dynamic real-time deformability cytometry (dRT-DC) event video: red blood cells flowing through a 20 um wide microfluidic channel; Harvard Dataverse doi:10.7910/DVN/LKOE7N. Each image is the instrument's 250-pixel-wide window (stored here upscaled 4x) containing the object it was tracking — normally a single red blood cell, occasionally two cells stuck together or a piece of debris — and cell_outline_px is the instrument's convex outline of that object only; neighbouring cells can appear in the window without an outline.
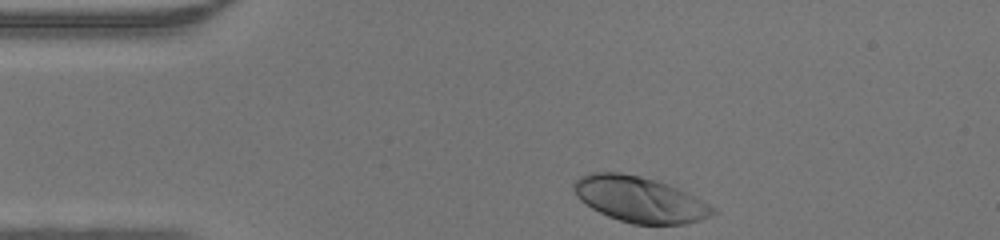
{"species": "human", "species_latin": "Homo sapiens", "temperature_condition": "warm", "stored_images_in_passage": 29, "camera_frame_rate_fps": 3000, "um_per_image_px": 0.085, "donor": {"sex": "male"}, "frame": {"image": 1, "passage_image": 1, "time_ms": 0.0, "image_size_px": [1000, 240], "cell_outline_px": [[716, 212], [700, 220], [684, 224], [632, 224], [608, 216], [592, 208], [580, 200], [576, 196], [572, 188], [572, 184], [580, 176], [592, 172], [620, 172], [640, 176], [656, 180], [668, 184], [716, 208]], "centroid_in_image_um": [54.32, 16.94], "position_along_channel_um": 30.7, "area_um2": 36.65}}
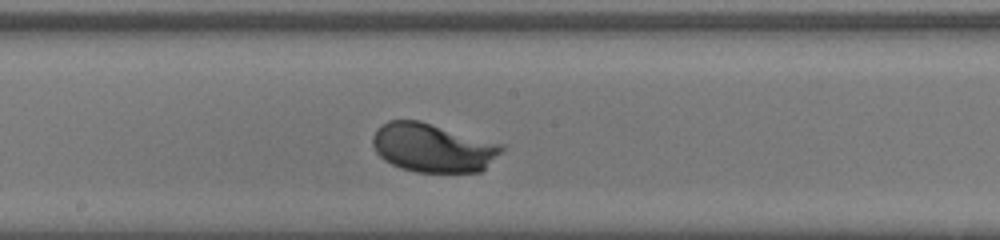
{"frame": {"image": 2, "passage_image": 17, "time_ms": 5.333, "image_size_px": [1000, 240], "cell_outline_px": [[504, 148], [480, 172], [416, 172], [400, 168], [384, 160], [376, 152], [372, 144], [372, 136], [376, 128], [388, 120], [420, 120], [504, 144]], "centroid_in_image_um": [36.76, 12.54], "position_along_channel_um": 211.4, "area_um2": 36.76}}
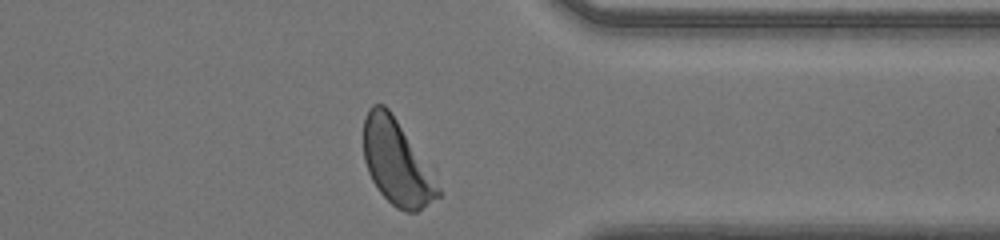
{"frame": {"image": 3, "passage_image": 29, "time_ms": 9.333, "image_size_px": [1000, 240], "cell_outline_px": [[440, 196], [416, 212], [408, 212], [396, 208], [380, 192], [372, 180], [368, 172], [364, 160], [364, 116], [368, 108], [372, 104], [384, 104], [388, 108], [396, 120], [440, 188]], "centroid_in_image_um": [33.66, 13.82], "position_along_channel_um": 377.7, "area_um2": 35.66}}